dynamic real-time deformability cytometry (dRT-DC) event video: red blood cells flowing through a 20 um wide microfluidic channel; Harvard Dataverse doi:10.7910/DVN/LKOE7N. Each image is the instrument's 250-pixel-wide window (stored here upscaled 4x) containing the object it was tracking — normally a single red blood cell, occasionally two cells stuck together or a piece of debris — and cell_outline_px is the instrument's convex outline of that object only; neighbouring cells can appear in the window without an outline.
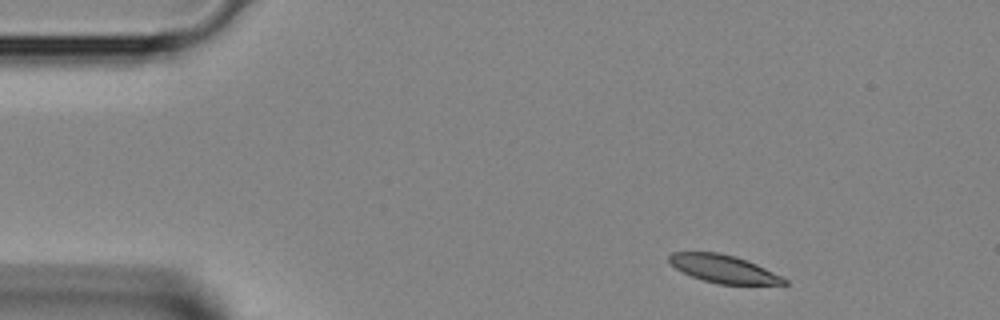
{"species": "Egyptian fruit bat (a non-hibernating species)", "species_latin": "Rousettus aegyptiacus", "temperature_condition": "room temperature", "stored_images_in_passage": 2, "camera_frame_rate_fps": 3000, "um_per_image_px": 0.085, "animal": {"sex": "female"}, "frame": {"image": 1, "passage_image": 1, "time_ms": 0.0, "image_size_px": [1000, 320], "cell_outline_px": [[788, 284], [720, 284], [704, 280], [692, 276], [676, 268], [668, 260], [668, 256], [672, 252], [716, 252], [736, 256], [756, 264], [788, 280]], "centroid_in_image_um": [61.48, 22.84], "position_along_channel_um": 23.5, "area_um2": 18.32}}